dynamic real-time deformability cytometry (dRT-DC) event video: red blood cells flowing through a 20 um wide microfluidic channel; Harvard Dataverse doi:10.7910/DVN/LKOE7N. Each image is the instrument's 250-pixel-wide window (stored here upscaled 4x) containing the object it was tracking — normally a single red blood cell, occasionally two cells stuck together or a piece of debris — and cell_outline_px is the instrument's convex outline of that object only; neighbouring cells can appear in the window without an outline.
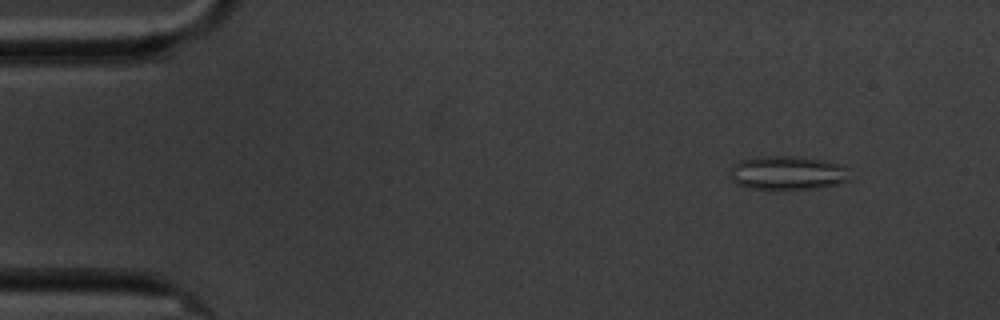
{"species": "common noctule bat (a hibernating species)", "species_latin": "Nyctalus noctula", "temperature_condition": "cold", "stored_images_in_passage": 54, "camera_frame_rate_fps": 3000, "um_per_image_px": 0.085, "animal": {"sex": "male", "body_mass_g": 20.1, "forearm_length_mm": 53.5}, "frame": {"image": 1, "passage_image": 2, "time_ms": 0.333, "image_size_px": [1000, 320], "cell_outline_px": [[848, 180], [836, 184], [820, 188], [784, 192], [748, 188], [736, 184], [728, 176], [728, 172], [732, 164], [740, 160], [756, 156], [804, 156], [828, 160], [840, 164], [844, 168]], "centroid_in_image_um": [66.84, 14.72], "position_along_channel_um": 18.2, "area_um2": 24.8}}
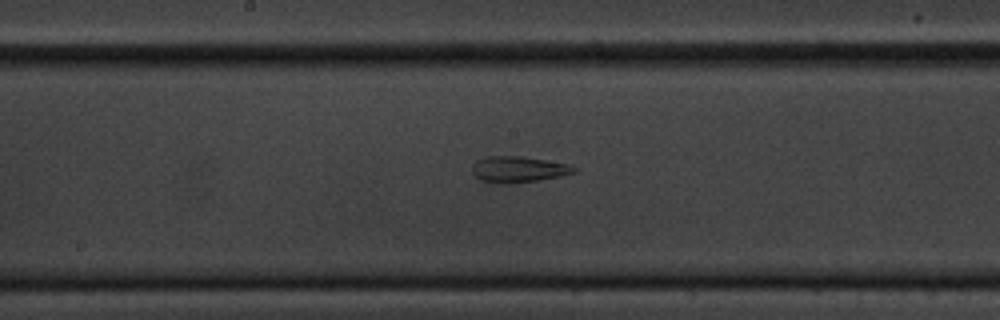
{"frame": {"image": 2, "passage_image": 26, "time_ms": 8.333, "image_size_px": [1000, 320], "cell_outline_px": [[576, 172], [560, 176], [536, 180], [508, 184], [496, 184], [480, 180], [472, 172], [472, 164], [476, 160], [484, 156], [520, 156], [568, 164], [576, 168]], "centroid_in_image_um": [43.99, 14.4], "position_along_channel_um": 204.2, "area_um2": 15.49}}
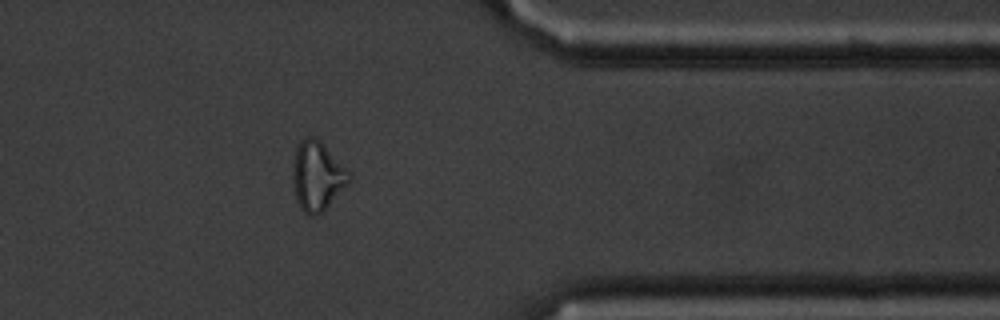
{"frame": {"image": 3, "passage_image": 43, "time_ms": 14.0, "image_size_px": [1000, 320], "cell_outline_px": [[352, 180], [316, 216], [308, 216], [300, 208], [296, 200], [292, 176], [292, 172], [296, 148], [300, 140], [304, 136], [312, 136], [320, 140], [348, 168], [352, 176]], "centroid_in_image_um": [26.97, 14.93], "position_along_channel_um": 384.4, "area_um2": 22.83}, "authors_computed_cell_mechanics": {"area_um2": 20.7213, "velocity_mm_per_s": 3.4263, "shape_relaxation_time_tau1_ms": null, "shape_relaxation_time_tau2_ms": 1.8758, "deformation_change_tau1": null, "deformation_change_tau2": 0.0912}}